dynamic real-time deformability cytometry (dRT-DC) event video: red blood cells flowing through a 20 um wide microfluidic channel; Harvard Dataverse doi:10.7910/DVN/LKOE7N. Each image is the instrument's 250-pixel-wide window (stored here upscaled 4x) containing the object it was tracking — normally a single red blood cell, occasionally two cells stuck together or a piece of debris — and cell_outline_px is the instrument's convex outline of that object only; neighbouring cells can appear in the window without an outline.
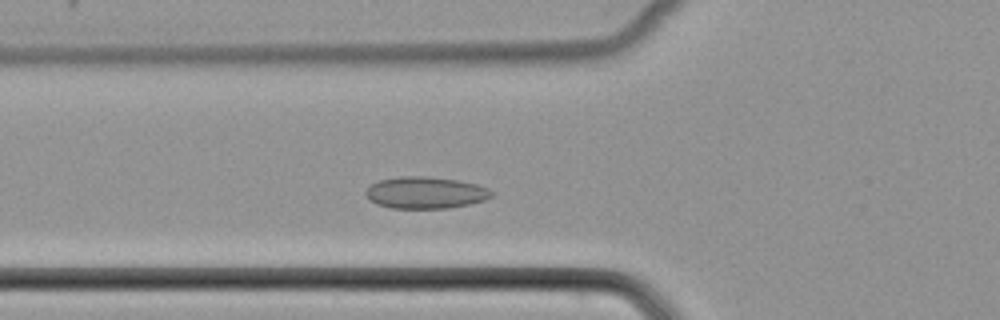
{"species": "common noctule bat (a hibernating species)", "species_latin": "Nyctalus noctula", "temperature_condition": "cold", "stored_images_in_passage": 32, "camera_frame_rate_fps": 3000, "um_per_image_px": 0.085, "animal": {"sex": "female", "body_mass_g": 22.7, "forearm_length_mm": 54.2}, "frame": {"image": 1, "passage_image": 9, "time_ms": 2.667, "image_size_px": [1000, 320], "cell_outline_px": [[492, 196], [484, 200], [468, 204], [448, 208], [392, 208], [376, 204], [368, 200], [364, 192], [372, 184], [380, 180], [400, 176], [428, 176], [456, 180], [476, 184], [488, 188], [492, 192]], "centroid_in_image_um": [36.13, 16.37], "position_along_channel_um": 89.7, "area_um2": 23.24}}
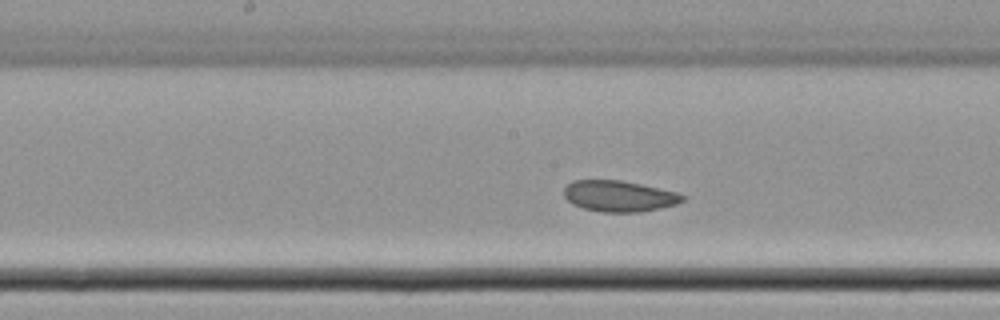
{"frame": {"image": 2, "passage_image": 17, "time_ms": 5.333, "image_size_px": [1000, 320], "cell_outline_px": [[684, 200], [676, 204], [660, 208], [640, 212], [600, 212], [584, 208], [572, 204], [564, 196], [564, 188], [572, 180], [620, 180], [640, 184], [676, 192], [684, 196]], "centroid_in_image_um": [52.59, 16.67], "position_along_channel_um": 195.6, "area_um2": 21.33}}
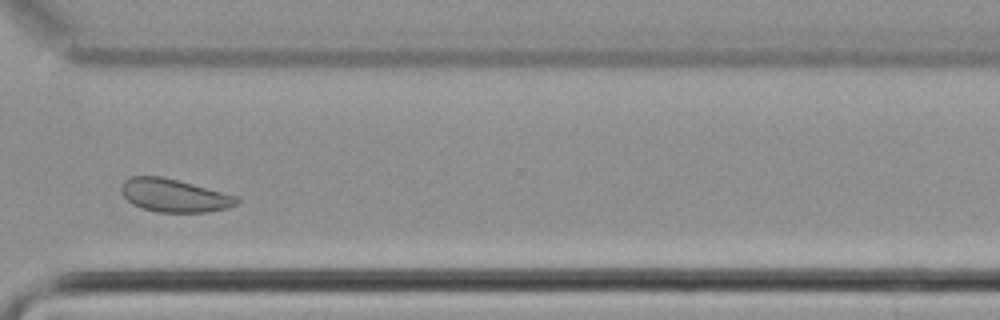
{"frame": {"image": 3, "passage_image": 29, "time_ms": 9.333, "image_size_px": [1000, 320], "cell_outline_px": [[240, 200], [236, 204], [228, 208], [208, 212], [156, 212], [132, 204], [120, 192], [120, 184], [124, 180], [132, 176], [160, 176], [240, 196]], "centroid_in_image_um": [14.81, 16.62], "position_along_channel_um": 355.8, "area_um2": 22.31}}